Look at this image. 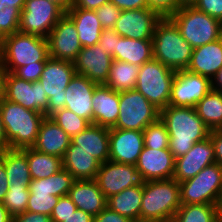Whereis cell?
Listing matches in <instances>:
<instances>
[{
	"instance_id": "obj_22",
	"label": "cell",
	"mask_w": 222,
	"mask_h": 222,
	"mask_svg": "<svg viewBox=\"0 0 222 222\" xmlns=\"http://www.w3.org/2000/svg\"><path fill=\"white\" fill-rule=\"evenodd\" d=\"M93 124L112 128L119 116V92L98 84L92 97Z\"/></svg>"
},
{
	"instance_id": "obj_55",
	"label": "cell",
	"mask_w": 222,
	"mask_h": 222,
	"mask_svg": "<svg viewBox=\"0 0 222 222\" xmlns=\"http://www.w3.org/2000/svg\"><path fill=\"white\" fill-rule=\"evenodd\" d=\"M211 89L214 91L222 92V67L211 79Z\"/></svg>"
},
{
	"instance_id": "obj_53",
	"label": "cell",
	"mask_w": 222,
	"mask_h": 222,
	"mask_svg": "<svg viewBox=\"0 0 222 222\" xmlns=\"http://www.w3.org/2000/svg\"><path fill=\"white\" fill-rule=\"evenodd\" d=\"M63 222H94V217L81 209H76Z\"/></svg>"
},
{
	"instance_id": "obj_12",
	"label": "cell",
	"mask_w": 222,
	"mask_h": 222,
	"mask_svg": "<svg viewBox=\"0 0 222 222\" xmlns=\"http://www.w3.org/2000/svg\"><path fill=\"white\" fill-rule=\"evenodd\" d=\"M95 181L106 198L126 188L144 186L145 180L135 165L106 161L100 164Z\"/></svg>"
},
{
	"instance_id": "obj_13",
	"label": "cell",
	"mask_w": 222,
	"mask_h": 222,
	"mask_svg": "<svg viewBox=\"0 0 222 222\" xmlns=\"http://www.w3.org/2000/svg\"><path fill=\"white\" fill-rule=\"evenodd\" d=\"M211 90V80L188 70L175 72L169 105L195 107Z\"/></svg>"
},
{
	"instance_id": "obj_38",
	"label": "cell",
	"mask_w": 222,
	"mask_h": 222,
	"mask_svg": "<svg viewBox=\"0 0 222 222\" xmlns=\"http://www.w3.org/2000/svg\"><path fill=\"white\" fill-rule=\"evenodd\" d=\"M50 118L71 137L90 125L86 119L79 117L76 113L66 108L55 112Z\"/></svg>"
},
{
	"instance_id": "obj_17",
	"label": "cell",
	"mask_w": 222,
	"mask_h": 222,
	"mask_svg": "<svg viewBox=\"0 0 222 222\" xmlns=\"http://www.w3.org/2000/svg\"><path fill=\"white\" fill-rule=\"evenodd\" d=\"M143 147V131L109 128V161L136 165Z\"/></svg>"
},
{
	"instance_id": "obj_18",
	"label": "cell",
	"mask_w": 222,
	"mask_h": 222,
	"mask_svg": "<svg viewBox=\"0 0 222 222\" xmlns=\"http://www.w3.org/2000/svg\"><path fill=\"white\" fill-rule=\"evenodd\" d=\"M215 163L214 145L210 137L196 142L185 154L175 159L173 179L182 182L195 177L204 167Z\"/></svg>"
},
{
	"instance_id": "obj_36",
	"label": "cell",
	"mask_w": 222,
	"mask_h": 222,
	"mask_svg": "<svg viewBox=\"0 0 222 222\" xmlns=\"http://www.w3.org/2000/svg\"><path fill=\"white\" fill-rule=\"evenodd\" d=\"M172 222H218L213 204H182Z\"/></svg>"
},
{
	"instance_id": "obj_9",
	"label": "cell",
	"mask_w": 222,
	"mask_h": 222,
	"mask_svg": "<svg viewBox=\"0 0 222 222\" xmlns=\"http://www.w3.org/2000/svg\"><path fill=\"white\" fill-rule=\"evenodd\" d=\"M76 74L74 63L65 60H56L49 57L39 78L44 92L48 96V106L45 117L65 108V89Z\"/></svg>"
},
{
	"instance_id": "obj_4",
	"label": "cell",
	"mask_w": 222,
	"mask_h": 222,
	"mask_svg": "<svg viewBox=\"0 0 222 222\" xmlns=\"http://www.w3.org/2000/svg\"><path fill=\"white\" fill-rule=\"evenodd\" d=\"M153 59L174 70H186L193 47L182 37L178 27L169 18H162L152 37Z\"/></svg>"
},
{
	"instance_id": "obj_20",
	"label": "cell",
	"mask_w": 222,
	"mask_h": 222,
	"mask_svg": "<svg viewBox=\"0 0 222 222\" xmlns=\"http://www.w3.org/2000/svg\"><path fill=\"white\" fill-rule=\"evenodd\" d=\"M136 169L145 181L172 179L175 170V158L169 149L143 147Z\"/></svg>"
},
{
	"instance_id": "obj_56",
	"label": "cell",
	"mask_w": 222,
	"mask_h": 222,
	"mask_svg": "<svg viewBox=\"0 0 222 222\" xmlns=\"http://www.w3.org/2000/svg\"><path fill=\"white\" fill-rule=\"evenodd\" d=\"M7 75V70L0 61V103L5 97V78Z\"/></svg>"
},
{
	"instance_id": "obj_15",
	"label": "cell",
	"mask_w": 222,
	"mask_h": 222,
	"mask_svg": "<svg viewBox=\"0 0 222 222\" xmlns=\"http://www.w3.org/2000/svg\"><path fill=\"white\" fill-rule=\"evenodd\" d=\"M49 57L74 62L82 49L73 20L65 13L47 37Z\"/></svg>"
},
{
	"instance_id": "obj_44",
	"label": "cell",
	"mask_w": 222,
	"mask_h": 222,
	"mask_svg": "<svg viewBox=\"0 0 222 222\" xmlns=\"http://www.w3.org/2000/svg\"><path fill=\"white\" fill-rule=\"evenodd\" d=\"M148 8L162 18L170 17L178 11V0H146Z\"/></svg>"
},
{
	"instance_id": "obj_24",
	"label": "cell",
	"mask_w": 222,
	"mask_h": 222,
	"mask_svg": "<svg viewBox=\"0 0 222 222\" xmlns=\"http://www.w3.org/2000/svg\"><path fill=\"white\" fill-rule=\"evenodd\" d=\"M76 150L92 154L100 163L109 160V128L90 124L85 130L71 137Z\"/></svg>"
},
{
	"instance_id": "obj_43",
	"label": "cell",
	"mask_w": 222,
	"mask_h": 222,
	"mask_svg": "<svg viewBox=\"0 0 222 222\" xmlns=\"http://www.w3.org/2000/svg\"><path fill=\"white\" fill-rule=\"evenodd\" d=\"M76 205L69 196L59 197V201L51 212L52 222H63L70 214L76 210Z\"/></svg>"
},
{
	"instance_id": "obj_3",
	"label": "cell",
	"mask_w": 222,
	"mask_h": 222,
	"mask_svg": "<svg viewBox=\"0 0 222 222\" xmlns=\"http://www.w3.org/2000/svg\"><path fill=\"white\" fill-rule=\"evenodd\" d=\"M0 111L9 149L33 147L45 114L26 109L5 98L0 103Z\"/></svg>"
},
{
	"instance_id": "obj_34",
	"label": "cell",
	"mask_w": 222,
	"mask_h": 222,
	"mask_svg": "<svg viewBox=\"0 0 222 222\" xmlns=\"http://www.w3.org/2000/svg\"><path fill=\"white\" fill-rule=\"evenodd\" d=\"M73 176L66 170L61 169L58 173L42 179H32L29 191L50 193V195L67 196L74 182Z\"/></svg>"
},
{
	"instance_id": "obj_37",
	"label": "cell",
	"mask_w": 222,
	"mask_h": 222,
	"mask_svg": "<svg viewBox=\"0 0 222 222\" xmlns=\"http://www.w3.org/2000/svg\"><path fill=\"white\" fill-rule=\"evenodd\" d=\"M28 186L29 185H8V191L2 200V204L7 208L12 217L26 211L30 196Z\"/></svg>"
},
{
	"instance_id": "obj_25",
	"label": "cell",
	"mask_w": 222,
	"mask_h": 222,
	"mask_svg": "<svg viewBox=\"0 0 222 222\" xmlns=\"http://www.w3.org/2000/svg\"><path fill=\"white\" fill-rule=\"evenodd\" d=\"M70 144L71 136L50 117H45L40 125L33 148L42 153L63 158Z\"/></svg>"
},
{
	"instance_id": "obj_52",
	"label": "cell",
	"mask_w": 222,
	"mask_h": 222,
	"mask_svg": "<svg viewBox=\"0 0 222 222\" xmlns=\"http://www.w3.org/2000/svg\"><path fill=\"white\" fill-rule=\"evenodd\" d=\"M110 0H75L72 8L95 11L103 4L109 3Z\"/></svg>"
},
{
	"instance_id": "obj_59",
	"label": "cell",
	"mask_w": 222,
	"mask_h": 222,
	"mask_svg": "<svg viewBox=\"0 0 222 222\" xmlns=\"http://www.w3.org/2000/svg\"><path fill=\"white\" fill-rule=\"evenodd\" d=\"M61 7L65 12H68L74 5L75 0H49Z\"/></svg>"
},
{
	"instance_id": "obj_31",
	"label": "cell",
	"mask_w": 222,
	"mask_h": 222,
	"mask_svg": "<svg viewBox=\"0 0 222 222\" xmlns=\"http://www.w3.org/2000/svg\"><path fill=\"white\" fill-rule=\"evenodd\" d=\"M0 159L4 162L9 184L14 186L29 185L32 178L24 149H6L0 152Z\"/></svg>"
},
{
	"instance_id": "obj_57",
	"label": "cell",
	"mask_w": 222,
	"mask_h": 222,
	"mask_svg": "<svg viewBox=\"0 0 222 222\" xmlns=\"http://www.w3.org/2000/svg\"><path fill=\"white\" fill-rule=\"evenodd\" d=\"M9 149V144L6 139L5 129L2 122V116L0 111V152L3 150Z\"/></svg>"
},
{
	"instance_id": "obj_7",
	"label": "cell",
	"mask_w": 222,
	"mask_h": 222,
	"mask_svg": "<svg viewBox=\"0 0 222 222\" xmlns=\"http://www.w3.org/2000/svg\"><path fill=\"white\" fill-rule=\"evenodd\" d=\"M175 72L152 59L139 67L135 89L161 110L169 105Z\"/></svg>"
},
{
	"instance_id": "obj_45",
	"label": "cell",
	"mask_w": 222,
	"mask_h": 222,
	"mask_svg": "<svg viewBox=\"0 0 222 222\" xmlns=\"http://www.w3.org/2000/svg\"><path fill=\"white\" fill-rule=\"evenodd\" d=\"M119 37L120 36L113 28L103 29L97 44L100 48L104 49V52L113 57L116 54V46L117 42H119Z\"/></svg>"
},
{
	"instance_id": "obj_48",
	"label": "cell",
	"mask_w": 222,
	"mask_h": 222,
	"mask_svg": "<svg viewBox=\"0 0 222 222\" xmlns=\"http://www.w3.org/2000/svg\"><path fill=\"white\" fill-rule=\"evenodd\" d=\"M94 222H133L132 220L112 211L105 207L97 216L94 217Z\"/></svg>"
},
{
	"instance_id": "obj_54",
	"label": "cell",
	"mask_w": 222,
	"mask_h": 222,
	"mask_svg": "<svg viewBox=\"0 0 222 222\" xmlns=\"http://www.w3.org/2000/svg\"><path fill=\"white\" fill-rule=\"evenodd\" d=\"M9 185L4 162L0 159V202L2 203V200L4 199V196L6 195Z\"/></svg>"
},
{
	"instance_id": "obj_50",
	"label": "cell",
	"mask_w": 222,
	"mask_h": 222,
	"mask_svg": "<svg viewBox=\"0 0 222 222\" xmlns=\"http://www.w3.org/2000/svg\"><path fill=\"white\" fill-rule=\"evenodd\" d=\"M110 3H113L122 11L148 8L146 0H110Z\"/></svg>"
},
{
	"instance_id": "obj_46",
	"label": "cell",
	"mask_w": 222,
	"mask_h": 222,
	"mask_svg": "<svg viewBox=\"0 0 222 222\" xmlns=\"http://www.w3.org/2000/svg\"><path fill=\"white\" fill-rule=\"evenodd\" d=\"M45 63L46 62H36V64L21 66L14 72V74L29 82L39 81Z\"/></svg>"
},
{
	"instance_id": "obj_14",
	"label": "cell",
	"mask_w": 222,
	"mask_h": 222,
	"mask_svg": "<svg viewBox=\"0 0 222 222\" xmlns=\"http://www.w3.org/2000/svg\"><path fill=\"white\" fill-rule=\"evenodd\" d=\"M4 98L20 104L26 109L43 114L47 110L49 100L39 81L29 82L23 80L13 72H7Z\"/></svg>"
},
{
	"instance_id": "obj_51",
	"label": "cell",
	"mask_w": 222,
	"mask_h": 222,
	"mask_svg": "<svg viewBox=\"0 0 222 222\" xmlns=\"http://www.w3.org/2000/svg\"><path fill=\"white\" fill-rule=\"evenodd\" d=\"M209 137L214 145L215 163L222 166V134L217 130H212Z\"/></svg>"
},
{
	"instance_id": "obj_21",
	"label": "cell",
	"mask_w": 222,
	"mask_h": 222,
	"mask_svg": "<svg viewBox=\"0 0 222 222\" xmlns=\"http://www.w3.org/2000/svg\"><path fill=\"white\" fill-rule=\"evenodd\" d=\"M98 84L75 74L65 89V108L93 124L92 97Z\"/></svg>"
},
{
	"instance_id": "obj_8",
	"label": "cell",
	"mask_w": 222,
	"mask_h": 222,
	"mask_svg": "<svg viewBox=\"0 0 222 222\" xmlns=\"http://www.w3.org/2000/svg\"><path fill=\"white\" fill-rule=\"evenodd\" d=\"M159 117L160 110L142 93L136 89L122 91L119 92V116L113 128L143 131Z\"/></svg>"
},
{
	"instance_id": "obj_63",
	"label": "cell",
	"mask_w": 222,
	"mask_h": 222,
	"mask_svg": "<svg viewBox=\"0 0 222 222\" xmlns=\"http://www.w3.org/2000/svg\"><path fill=\"white\" fill-rule=\"evenodd\" d=\"M217 131L222 134V124L217 128Z\"/></svg>"
},
{
	"instance_id": "obj_61",
	"label": "cell",
	"mask_w": 222,
	"mask_h": 222,
	"mask_svg": "<svg viewBox=\"0 0 222 222\" xmlns=\"http://www.w3.org/2000/svg\"><path fill=\"white\" fill-rule=\"evenodd\" d=\"M215 207H216L218 222H222V189L220 191V194L218 195Z\"/></svg>"
},
{
	"instance_id": "obj_16",
	"label": "cell",
	"mask_w": 222,
	"mask_h": 222,
	"mask_svg": "<svg viewBox=\"0 0 222 222\" xmlns=\"http://www.w3.org/2000/svg\"><path fill=\"white\" fill-rule=\"evenodd\" d=\"M162 17L149 8L124 10L113 27L121 37L152 40L155 27Z\"/></svg>"
},
{
	"instance_id": "obj_10",
	"label": "cell",
	"mask_w": 222,
	"mask_h": 222,
	"mask_svg": "<svg viewBox=\"0 0 222 222\" xmlns=\"http://www.w3.org/2000/svg\"><path fill=\"white\" fill-rule=\"evenodd\" d=\"M180 184L181 204H216L222 189V166L213 163Z\"/></svg>"
},
{
	"instance_id": "obj_11",
	"label": "cell",
	"mask_w": 222,
	"mask_h": 222,
	"mask_svg": "<svg viewBox=\"0 0 222 222\" xmlns=\"http://www.w3.org/2000/svg\"><path fill=\"white\" fill-rule=\"evenodd\" d=\"M65 13L49 0H26L21 10L19 32L47 38Z\"/></svg>"
},
{
	"instance_id": "obj_39",
	"label": "cell",
	"mask_w": 222,
	"mask_h": 222,
	"mask_svg": "<svg viewBox=\"0 0 222 222\" xmlns=\"http://www.w3.org/2000/svg\"><path fill=\"white\" fill-rule=\"evenodd\" d=\"M144 147L153 149H169L170 137L166 125L159 118L143 129Z\"/></svg>"
},
{
	"instance_id": "obj_35",
	"label": "cell",
	"mask_w": 222,
	"mask_h": 222,
	"mask_svg": "<svg viewBox=\"0 0 222 222\" xmlns=\"http://www.w3.org/2000/svg\"><path fill=\"white\" fill-rule=\"evenodd\" d=\"M194 108L211 131L222 124V92L211 89Z\"/></svg>"
},
{
	"instance_id": "obj_6",
	"label": "cell",
	"mask_w": 222,
	"mask_h": 222,
	"mask_svg": "<svg viewBox=\"0 0 222 222\" xmlns=\"http://www.w3.org/2000/svg\"><path fill=\"white\" fill-rule=\"evenodd\" d=\"M169 18L193 49L222 37V23L194 6L181 7Z\"/></svg>"
},
{
	"instance_id": "obj_23",
	"label": "cell",
	"mask_w": 222,
	"mask_h": 222,
	"mask_svg": "<svg viewBox=\"0 0 222 222\" xmlns=\"http://www.w3.org/2000/svg\"><path fill=\"white\" fill-rule=\"evenodd\" d=\"M68 196L77 209H81L93 217L107 207V198L95 180H75Z\"/></svg>"
},
{
	"instance_id": "obj_60",
	"label": "cell",
	"mask_w": 222,
	"mask_h": 222,
	"mask_svg": "<svg viewBox=\"0 0 222 222\" xmlns=\"http://www.w3.org/2000/svg\"><path fill=\"white\" fill-rule=\"evenodd\" d=\"M12 219L7 208L0 202V222H12Z\"/></svg>"
},
{
	"instance_id": "obj_40",
	"label": "cell",
	"mask_w": 222,
	"mask_h": 222,
	"mask_svg": "<svg viewBox=\"0 0 222 222\" xmlns=\"http://www.w3.org/2000/svg\"><path fill=\"white\" fill-rule=\"evenodd\" d=\"M29 192L30 196L28 199L26 211L51 216V212L58 203L59 197L50 195V193L36 191Z\"/></svg>"
},
{
	"instance_id": "obj_28",
	"label": "cell",
	"mask_w": 222,
	"mask_h": 222,
	"mask_svg": "<svg viewBox=\"0 0 222 222\" xmlns=\"http://www.w3.org/2000/svg\"><path fill=\"white\" fill-rule=\"evenodd\" d=\"M66 14L74 22L82 47L94 46L99 42L103 28L95 11L71 8Z\"/></svg>"
},
{
	"instance_id": "obj_27",
	"label": "cell",
	"mask_w": 222,
	"mask_h": 222,
	"mask_svg": "<svg viewBox=\"0 0 222 222\" xmlns=\"http://www.w3.org/2000/svg\"><path fill=\"white\" fill-rule=\"evenodd\" d=\"M63 169H66L74 180H95L100 162L92 154L76 150L72 143L62 158Z\"/></svg>"
},
{
	"instance_id": "obj_30",
	"label": "cell",
	"mask_w": 222,
	"mask_h": 222,
	"mask_svg": "<svg viewBox=\"0 0 222 222\" xmlns=\"http://www.w3.org/2000/svg\"><path fill=\"white\" fill-rule=\"evenodd\" d=\"M142 196L143 186L126 188L107 198V207L133 222H140Z\"/></svg>"
},
{
	"instance_id": "obj_49",
	"label": "cell",
	"mask_w": 222,
	"mask_h": 222,
	"mask_svg": "<svg viewBox=\"0 0 222 222\" xmlns=\"http://www.w3.org/2000/svg\"><path fill=\"white\" fill-rule=\"evenodd\" d=\"M12 222H52V219L45 214L25 211L14 216Z\"/></svg>"
},
{
	"instance_id": "obj_26",
	"label": "cell",
	"mask_w": 222,
	"mask_h": 222,
	"mask_svg": "<svg viewBox=\"0 0 222 222\" xmlns=\"http://www.w3.org/2000/svg\"><path fill=\"white\" fill-rule=\"evenodd\" d=\"M222 67V37L193 49L191 61L186 70L210 80Z\"/></svg>"
},
{
	"instance_id": "obj_1",
	"label": "cell",
	"mask_w": 222,
	"mask_h": 222,
	"mask_svg": "<svg viewBox=\"0 0 222 222\" xmlns=\"http://www.w3.org/2000/svg\"><path fill=\"white\" fill-rule=\"evenodd\" d=\"M159 118L166 125L169 151L175 159L185 155L194 143L208 138L211 132L193 107L168 105L160 110Z\"/></svg>"
},
{
	"instance_id": "obj_62",
	"label": "cell",
	"mask_w": 222,
	"mask_h": 222,
	"mask_svg": "<svg viewBox=\"0 0 222 222\" xmlns=\"http://www.w3.org/2000/svg\"><path fill=\"white\" fill-rule=\"evenodd\" d=\"M198 0H178V10L181 7H192L197 3Z\"/></svg>"
},
{
	"instance_id": "obj_41",
	"label": "cell",
	"mask_w": 222,
	"mask_h": 222,
	"mask_svg": "<svg viewBox=\"0 0 222 222\" xmlns=\"http://www.w3.org/2000/svg\"><path fill=\"white\" fill-rule=\"evenodd\" d=\"M21 11L16 7L0 5V40L19 31Z\"/></svg>"
},
{
	"instance_id": "obj_42",
	"label": "cell",
	"mask_w": 222,
	"mask_h": 222,
	"mask_svg": "<svg viewBox=\"0 0 222 222\" xmlns=\"http://www.w3.org/2000/svg\"><path fill=\"white\" fill-rule=\"evenodd\" d=\"M98 20L103 29L113 28L122 12L113 3H106L95 10Z\"/></svg>"
},
{
	"instance_id": "obj_29",
	"label": "cell",
	"mask_w": 222,
	"mask_h": 222,
	"mask_svg": "<svg viewBox=\"0 0 222 222\" xmlns=\"http://www.w3.org/2000/svg\"><path fill=\"white\" fill-rule=\"evenodd\" d=\"M153 59L152 40H136L119 37L116 46V54L113 60L128 62L137 66Z\"/></svg>"
},
{
	"instance_id": "obj_33",
	"label": "cell",
	"mask_w": 222,
	"mask_h": 222,
	"mask_svg": "<svg viewBox=\"0 0 222 222\" xmlns=\"http://www.w3.org/2000/svg\"><path fill=\"white\" fill-rule=\"evenodd\" d=\"M26 157L32 179L49 177L63 168L61 157L42 153L33 147L26 148Z\"/></svg>"
},
{
	"instance_id": "obj_32",
	"label": "cell",
	"mask_w": 222,
	"mask_h": 222,
	"mask_svg": "<svg viewBox=\"0 0 222 222\" xmlns=\"http://www.w3.org/2000/svg\"><path fill=\"white\" fill-rule=\"evenodd\" d=\"M138 72L137 65L113 60L105 85L116 92L135 89Z\"/></svg>"
},
{
	"instance_id": "obj_2",
	"label": "cell",
	"mask_w": 222,
	"mask_h": 222,
	"mask_svg": "<svg viewBox=\"0 0 222 222\" xmlns=\"http://www.w3.org/2000/svg\"><path fill=\"white\" fill-rule=\"evenodd\" d=\"M181 205L180 184L176 179L145 181L140 222H172Z\"/></svg>"
},
{
	"instance_id": "obj_58",
	"label": "cell",
	"mask_w": 222,
	"mask_h": 222,
	"mask_svg": "<svg viewBox=\"0 0 222 222\" xmlns=\"http://www.w3.org/2000/svg\"><path fill=\"white\" fill-rule=\"evenodd\" d=\"M26 0H0V5L10 6V7H16L20 11L24 8Z\"/></svg>"
},
{
	"instance_id": "obj_19",
	"label": "cell",
	"mask_w": 222,
	"mask_h": 222,
	"mask_svg": "<svg viewBox=\"0 0 222 222\" xmlns=\"http://www.w3.org/2000/svg\"><path fill=\"white\" fill-rule=\"evenodd\" d=\"M113 62V57L104 52L98 44L82 47L73 62L76 74L86 76L97 84H105Z\"/></svg>"
},
{
	"instance_id": "obj_5",
	"label": "cell",
	"mask_w": 222,
	"mask_h": 222,
	"mask_svg": "<svg viewBox=\"0 0 222 222\" xmlns=\"http://www.w3.org/2000/svg\"><path fill=\"white\" fill-rule=\"evenodd\" d=\"M49 58L47 38L16 32L0 40V61L7 72L19 67L46 62Z\"/></svg>"
},
{
	"instance_id": "obj_47",
	"label": "cell",
	"mask_w": 222,
	"mask_h": 222,
	"mask_svg": "<svg viewBox=\"0 0 222 222\" xmlns=\"http://www.w3.org/2000/svg\"><path fill=\"white\" fill-rule=\"evenodd\" d=\"M194 7L222 23V0H198Z\"/></svg>"
}]
</instances>
